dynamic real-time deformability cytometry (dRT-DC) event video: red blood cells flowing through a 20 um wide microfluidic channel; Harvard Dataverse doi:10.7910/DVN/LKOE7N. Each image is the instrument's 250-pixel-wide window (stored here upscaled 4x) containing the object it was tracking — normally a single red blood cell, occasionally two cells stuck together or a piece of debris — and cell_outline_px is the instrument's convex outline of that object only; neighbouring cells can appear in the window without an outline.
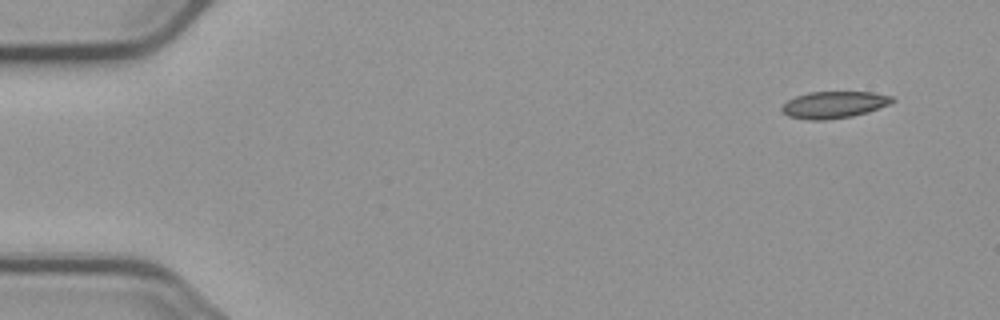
{"species": "common noctule bat (a hibernating species)", "species_latin": "Nyctalus noctula", "temperature_condition": "cold", "stored_images_in_passage": 4, "camera_frame_rate_fps": 3000, "um_per_image_px": 0.085, "animal": {"sex": "male", "body_mass_g": 23.1, "forearm_length_mm": 52.7}, "frame": {"image": 1, "passage_image": 1, "time_ms": 0.0, "image_size_px": [1000, 320], "cell_outline_px": [[896, 100], [888, 104], [868, 112], [852, 116], [824, 120], [808, 120], [788, 116], [780, 108], [788, 100], [796, 96], [808, 92], [872, 92], [892, 96]], "centroid_in_image_um": [70.88, 8.9], "position_along_channel_um": 14.1, "area_um2": 17.17}}
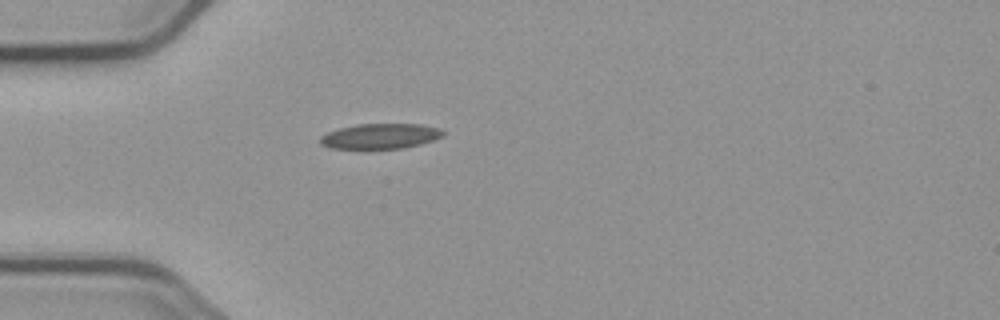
{"frame": {"image": 2, "passage_image": 4, "time_ms": 4.0, "image_size_px": [1000, 320], "cell_outline_px": [[444, 136], [420, 144], [404, 148], [332, 148], [320, 144], [320, 136], [328, 132], [340, 128], [356, 124], [420, 124], [440, 128], [444, 132]], "centroid_in_image_um": [32.34, 11.56], "position_along_channel_um": 52.7, "area_um2": 17.92}}